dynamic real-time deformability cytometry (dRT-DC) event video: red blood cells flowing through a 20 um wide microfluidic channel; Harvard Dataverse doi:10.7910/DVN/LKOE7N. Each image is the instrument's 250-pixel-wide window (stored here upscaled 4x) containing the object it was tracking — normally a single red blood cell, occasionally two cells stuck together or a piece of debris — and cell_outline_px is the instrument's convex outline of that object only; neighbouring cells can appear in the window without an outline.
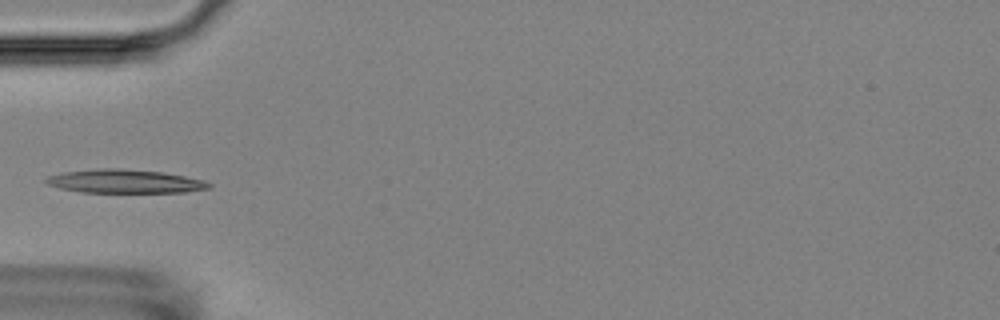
{"species": "Egyptian fruit bat (a non-hibernating species)", "species_latin": "Rousettus aegyptiacus", "temperature_condition": "room temperature", "stored_images_in_passage": 9, "camera_frame_rate_fps": 3000, "um_per_image_px": 0.085, "animal": {"sex": "female"}, "frame": {"image": 1, "passage_image": 6, "time_ms": 5.667, "image_size_px": [1000, 320], "cell_outline_px": [[212, 188], [184, 192], [80, 192], [60, 188], [48, 184], [44, 180], [48, 176], [64, 172], [100, 168], [120, 168], [164, 172], [204, 180], [212, 184]], "centroid_in_image_um": [10.64, 15.41], "position_along_channel_um": 74.4, "area_um2": 22.37}}
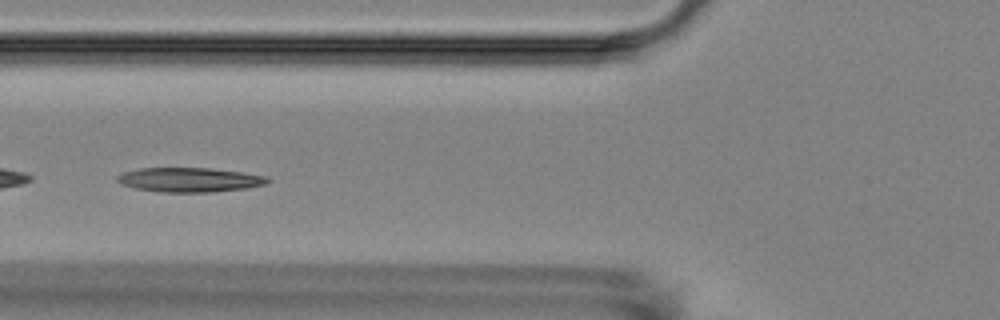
{"frame": {"image": 2, "passage_image": 7, "time_ms": 6.667, "image_size_px": [1000, 320], "cell_outline_px": [[272, 180], [268, 184], [244, 188], [212, 192], [160, 192], [136, 188], [120, 184], [116, 180], [116, 176], [120, 172], [140, 168], [212, 168], [244, 172], [268, 176]], "centroid_in_image_um": [16.12, 15.27], "position_along_channel_um": 109.7, "area_um2": 21.68}}
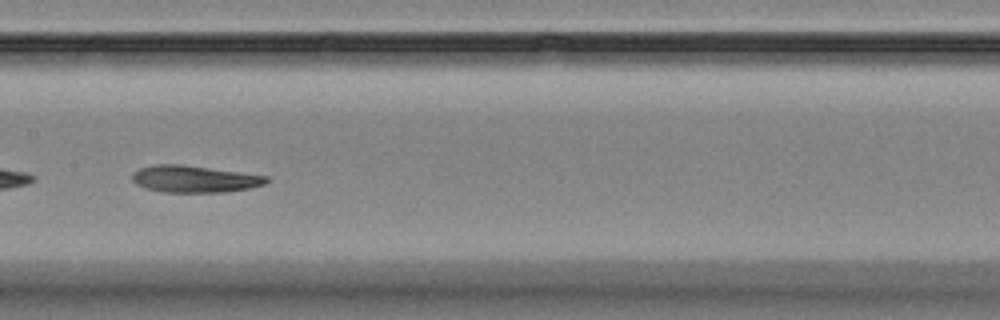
{"frame": {"image": 3, "passage_image": 9, "time_ms": 9.0, "image_size_px": [1000, 320], "cell_outline_px": [[268, 180], [264, 184], [248, 188], [224, 192], [164, 192], [144, 188], [136, 184], [132, 180], [132, 172], [140, 168], [152, 164], [180, 164], [268, 176]], "centroid_in_image_um": [16.46, 15.21], "position_along_channel_um": 190.9, "area_um2": 20.92}}